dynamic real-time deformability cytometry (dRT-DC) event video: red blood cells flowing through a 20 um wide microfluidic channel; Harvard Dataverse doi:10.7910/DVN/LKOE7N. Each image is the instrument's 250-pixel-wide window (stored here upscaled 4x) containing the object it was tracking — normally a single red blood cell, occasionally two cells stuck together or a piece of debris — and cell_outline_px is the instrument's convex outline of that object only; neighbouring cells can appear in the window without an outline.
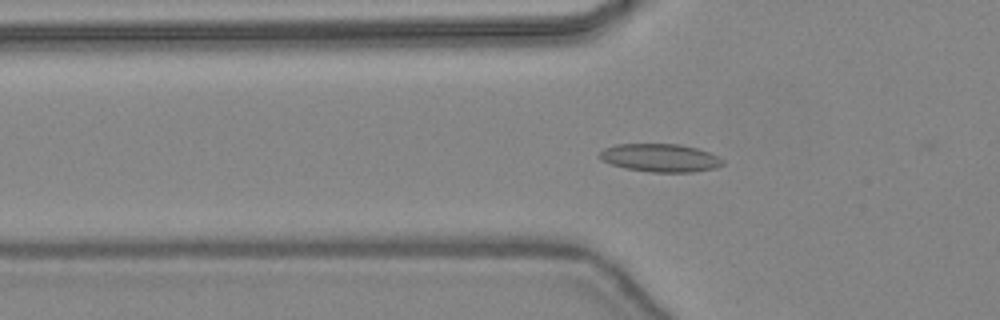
{"species": "common noctule bat (a hibernating species)", "species_latin": "Nyctalus noctula", "temperature_condition": "warm", "stored_images_in_passage": 19, "camera_frame_rate_fps": 3000, "um_per_image_px": 0.085, "animal": {"sex": "female", "body_mass_g": 24.6, "forearm_length_mm": 56.2}, "frame": {"image": 1, "passage_image": 18, "time_ms": 5.667, "image_size_px": [1000, 320], "cell_outline_px": [[724, 164], [716, 168], [692, 172], [652, 172], [624, 168], [600, 160], [600, 152], [604, 148], [616, 144], [680, 144], [696, 148], [708, 152], [724, 160]], "centroid_in_image_um": [56.12, 13.42], "position_along_channel_um": 69.7, "area_um2": 20.11}}